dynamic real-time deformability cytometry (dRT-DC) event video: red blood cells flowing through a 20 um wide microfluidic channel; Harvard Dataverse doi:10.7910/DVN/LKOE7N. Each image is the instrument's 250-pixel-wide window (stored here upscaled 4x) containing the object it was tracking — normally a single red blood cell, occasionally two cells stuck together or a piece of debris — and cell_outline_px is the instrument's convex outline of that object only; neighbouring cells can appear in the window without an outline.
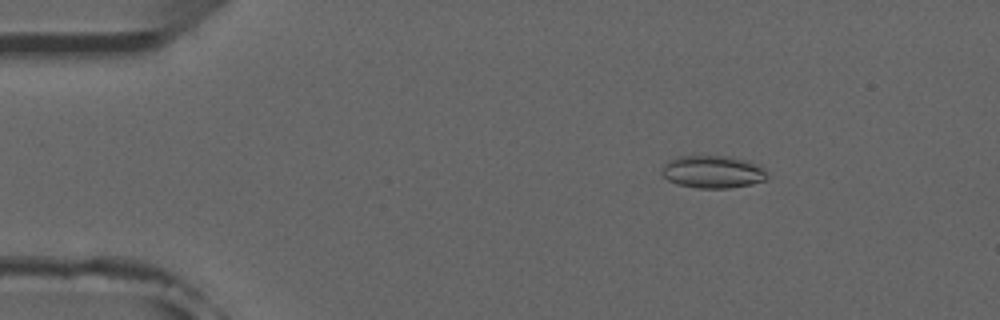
{"species": "common noctule bat (a hibernating species)", "species_latin": "Nyctalus noctula", "temperature_condition": "room temperature", "stored_images_in_passage": 51, "camera_frame_rate_fps": 3000, "um_per_image_px": 0.085, "animal": {"sex": "male", "forearm_length_mm": 52.5}, "frame": {"image": 1, "passage_image": 7, "time_ms": 2.0, "image_size_px": [1000, 320], "cell_outline_px": [[768, 176], [764, 180], [752, 184], [728, 188], [696, 188], [676, 184], [668, 180], [660, 172], [664, 164], [668, 160], [676, 156], [728, 156], [748, 160], [764, 168]], "centroid_in_image_um": [60.56, 14.6], "position_along_channel_um": 24.4, "area_um2": 20.17}}
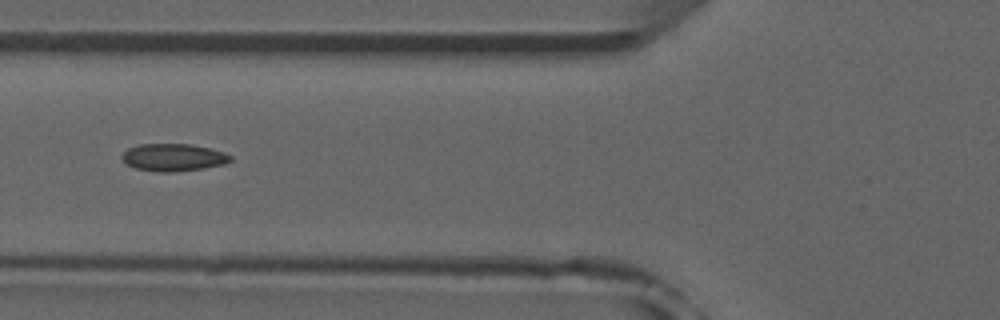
{"frame": {"image": 2, "passage_image": 19, "time_ms": 6.0, "image_size_px": [1000, 320], "cell_outline_px": [[232, 160], [224, 164], [204, 168], [176, 172], [160, 172], [136, 168], [128, 164], [120, 156], [128, 148], [140, 144], [188, 144], [208, 148], [224, 152], [232, 156]], "centroid_in_image_um": [14.75, 13.38], "position_along_channel_um": 111.1, "area_um2": 17.22}}
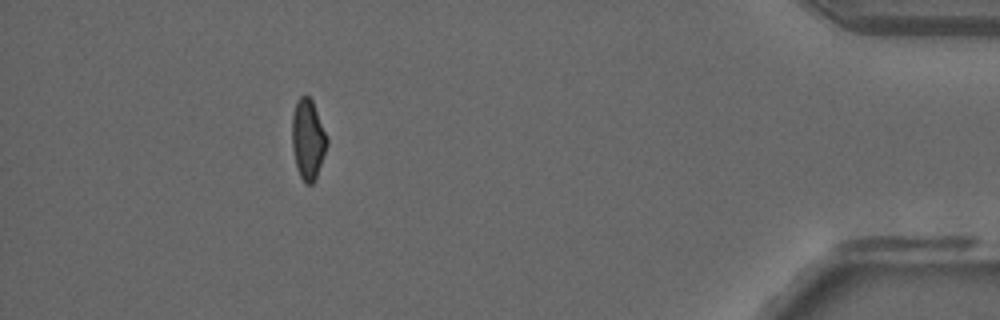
{"frame": {"image": 3, "passage_image": 46, "time_ms": 15.0, "image_size_px": [1000, 320], "cell_outline_px": [[328, 144], [316, 176], [312, 184], [304, 184], [296, 168], [292, 148], [292, 116], [296, 100], [300, 96], [308, 96], [312, 100], [328, 136]], "centroid_in_image_um": [26.17, 11.83], "position_along_channel_um": 409.0, "area_um2": 16.47}, "authors_computed_cell_mechanics": {"area_um2": 16.9354, "velocity_mm_per_s": 3.9458, "shape_relaxation_time_tau1_ms": null, "shape_relaxation_time_tau2_ms": 1.8705, "deformation_change_tau1": null, "deformation_change_tau2": 0.0693}}